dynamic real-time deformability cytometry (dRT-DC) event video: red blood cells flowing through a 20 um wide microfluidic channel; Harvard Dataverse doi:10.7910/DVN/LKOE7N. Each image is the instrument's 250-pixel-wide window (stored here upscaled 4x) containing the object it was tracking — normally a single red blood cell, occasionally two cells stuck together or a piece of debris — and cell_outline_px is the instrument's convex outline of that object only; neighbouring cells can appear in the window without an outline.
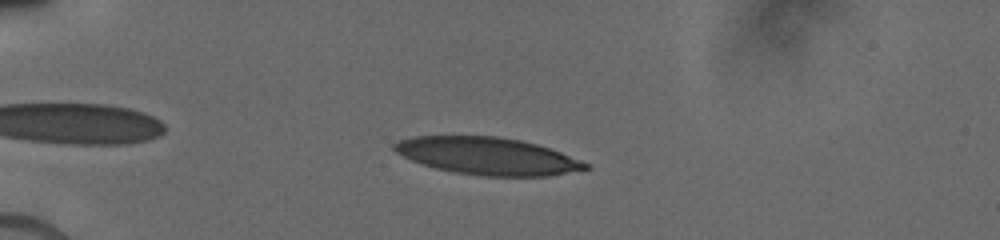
{"species": "human", "species_latin": "Homo sapiens", "temperature_condition": "cold", "stored_images_in_passage": 47, "camera_frame_rate_fps": 3000, "um_per_image_px": 0.085, "donor": {"sex": "male"}, "frame": {"image": 1, "passage_image": 4, "time_ms": 1.667, "image_size_px": [1000, 240], "cell_outline_px": [[592, 168], [548, 176], [484, 176], [456, 172], [436, 168], [412, 160], [396, 152], [392, 148], [392, 144], [400, 140], [412, 136], [496, 136], [520, 140], [536, 144], [560, 152], [580, 160], [588, 164]], "centroid_in_image_um": [41.43, 13.26], "position_along_channel_um": 43.6, "area_um2": 41.21}}
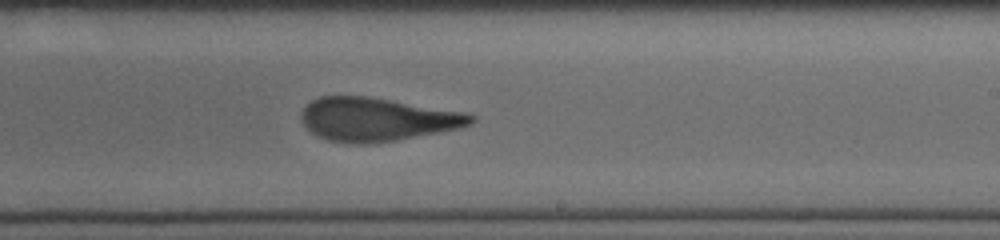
{"frame": {"image": 2, "passage_image": 30, "time_ms": 8.0, "image_size_px": [1000, 240], "cell_outline_px": [[476, 120], [472, 124], [460, 128], [440, 132], [396, 140], [368, 144], [352, 144], [328, 140], [312, 132], [300, 120], [300, 116], [304, 108], [312, 100], [320, 96], [368, 96], [464, 112], [476, 116]], "centroid_in_image_um": [32.06, 10.14], "position_along_channel_um": 256.9, "area_um2": 42.89}}
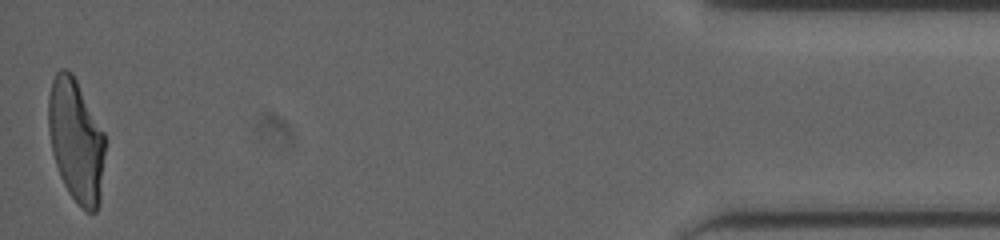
{"frame": {"image": 3, "passage_image": 47, "time_ms": 14.0, "image_size_px": [1000, 240], "cell_outline_px": [[104, 152], [100, 204], [96, 212], [84, 212], [68, 192], [60, 176], [52, 152], [48, 132], [48, 96], [52, 80], [56, 72], [60, 68], [64, 68], [72, 72], [104, 132]], "centroid_in_image_um": [6.45, 11.96], "position_along_channel_um": 428.8, "area_um2": 40.75}}